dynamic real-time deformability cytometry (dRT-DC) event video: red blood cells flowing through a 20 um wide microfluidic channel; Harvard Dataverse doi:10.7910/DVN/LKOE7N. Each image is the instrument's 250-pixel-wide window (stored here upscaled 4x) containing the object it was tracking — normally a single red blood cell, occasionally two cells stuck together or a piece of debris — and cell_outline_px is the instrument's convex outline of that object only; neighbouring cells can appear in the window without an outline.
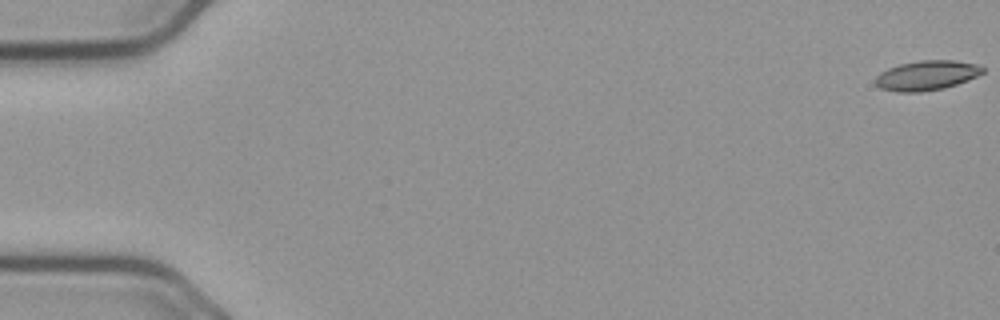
{"species": "common noctule bat (a hibernating species)", "species_latin": "Nyctalus noctula", "temperature_condition": "cold", "stored_images_in_passage": 57, "camera_frame_rate_fps": 3000, "um_per_image_px": 0.085, "animal": {"sex": "male", "body_mass_g": 23.1, "forearm_length_mm": 52.7}, "frame": {"image": 1, "passage_image": 1, "time_ms": 0.0, "image_size_px": [1000, 320], "cell_outline_px": [[984, 72], [968, 80], [944, 88], [920, 92], [896, 92], [880, 88], [876, 84], [876, 76], [880, 72], [888, 68], [900, 64], [920, 60], [956, 60], [976, 64], [984, 68]], "centroid_in_image_um": [78.76, 6.41], "position_along_channel_um": 6.2, "area_um2": 18.55}}
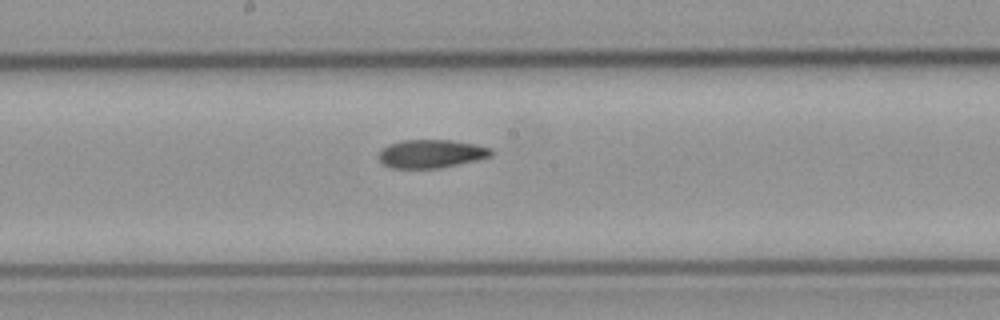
{"frame": {"image": 2, "passage_image": 31, "time_ms": 10.0, "image_size_px": [1000, 320], "cell_outline_px": [[496, 152], [492, 156], [476, 160], [440, 168], [392, 168], [380, 164], [376, 156], [388, 144], [400, 140], [452, 140], [476, 144], [492, 148]], "centroid_in_image_um": [36.64, 13.07], "position_along_channel_um": 211.6, "area_um2": 18.9}}
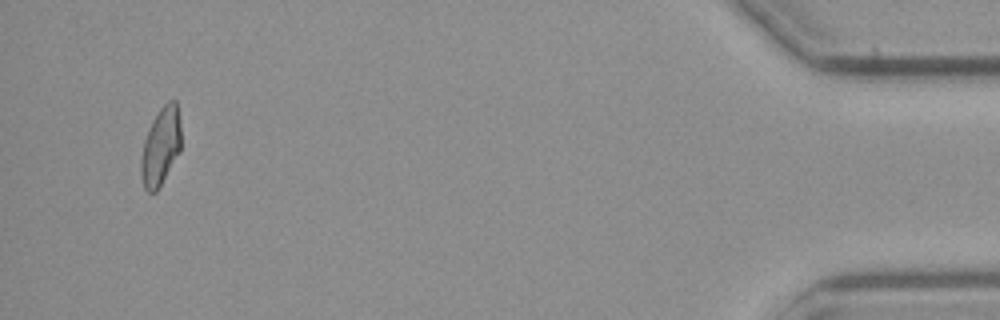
{"frame": {"image": 3, "passage_image": 55, "time_ms": 18.0, "image_size_px": [1000, 320], "cell_outline_px": [[180, 152], [156, 192], [148, 192], [144, 188], [140, 176], [140, 160], [144, 140], [152, 120], [160, 108], [168, 100], [176, 100], [180, 124]], "centroid_in_image_um": [13.64, 12.45], "position_along_channel_um": 421.6, "area_um2": 18.21}, "authors_computed_cell_mechanics": {"area_um2": 18.6694, "velocity_mm_per_s": 3.6577, "shape_relaxation_time_tau1_ms": null, "shape_relaxation_time_tau2_ms": 4.5798, "deformation_change_tau1": null, "deformation_change_tau2": 0.1141}}